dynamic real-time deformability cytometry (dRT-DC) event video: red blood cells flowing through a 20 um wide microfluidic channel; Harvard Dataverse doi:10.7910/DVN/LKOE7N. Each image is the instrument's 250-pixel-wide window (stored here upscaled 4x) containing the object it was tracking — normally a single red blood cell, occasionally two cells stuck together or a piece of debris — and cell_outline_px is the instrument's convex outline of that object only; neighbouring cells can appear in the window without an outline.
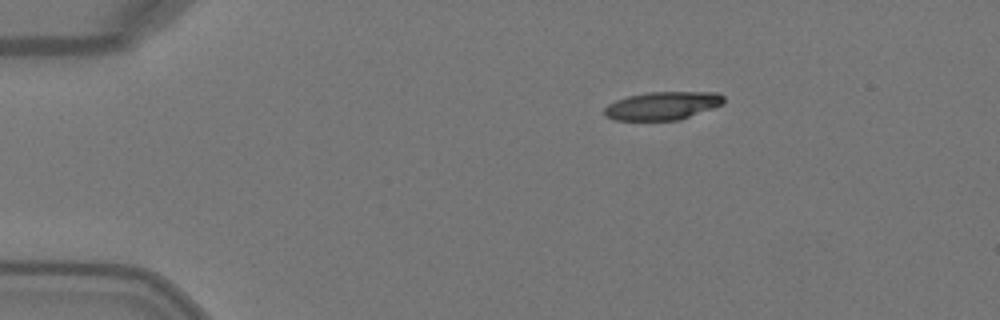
{"species": "Egyptian fruit bat (a non-hibernating species)", "species_latin": "Rousettus aegyptiacus", "temperature_condition": "warm", "stored_images_in_passage": 38, "camera_frame_rate_fps": 3000, "um_per_image_px": 0.085, "animal": {"sex": "female"}, "frame": {"image": 1, "passage_image": 1, "time_ms": 0.0, "image_size_px": [1000, 320], "cell_outline_px": [[724, 104], [680, 120], [616, 120], [604, 116], [604, 108], [608, 104], [616, 100], [628, 96], [648, 92], [716, 92], [724, 96]], "centroid_in_image_um": [56.32, 8.99], "position_along_channel_um": 28.7, "area_um2": 19.65}}
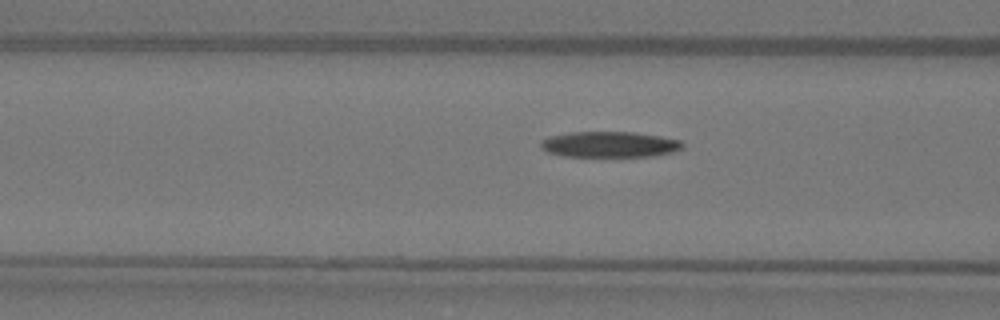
{"frame": {"image": 2, "passage_image": 12, "time_ms": 3.667, "image_size_px": [1000, 320], "cell_outline_px": [[684, 148], [672, 152], [656, 156], [564, 156], [548, 152], [540, 148], [540, 140], [548, 136], [568, 132], [632, 132], [660, 136], [680, 140], [684, 144]], "centroid_in_image_um": [51.79, 12.27], "position_along_channel_um": 114.8, "area_um2": 21.44}}
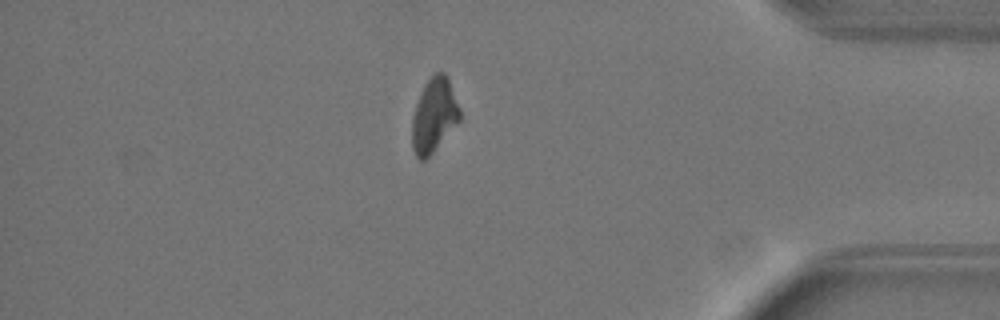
{"frame": {"image": 3, "passage_image": 35, "time_ms": 11.333, "image_size_px": [1000, 320], "cell_outline_px": [[460, 120], [432, 152], [424, 160], [420, 160], [416, 156], [412, 148], [412, 116], [416, 104], [424, 84], [436, 72], [444, 72], [448, 76], [460, 108]], "centroid_in_image_um": [36.89, 9.77], "position_along_channel_um": 398.3, "area_um2": 20.46}}